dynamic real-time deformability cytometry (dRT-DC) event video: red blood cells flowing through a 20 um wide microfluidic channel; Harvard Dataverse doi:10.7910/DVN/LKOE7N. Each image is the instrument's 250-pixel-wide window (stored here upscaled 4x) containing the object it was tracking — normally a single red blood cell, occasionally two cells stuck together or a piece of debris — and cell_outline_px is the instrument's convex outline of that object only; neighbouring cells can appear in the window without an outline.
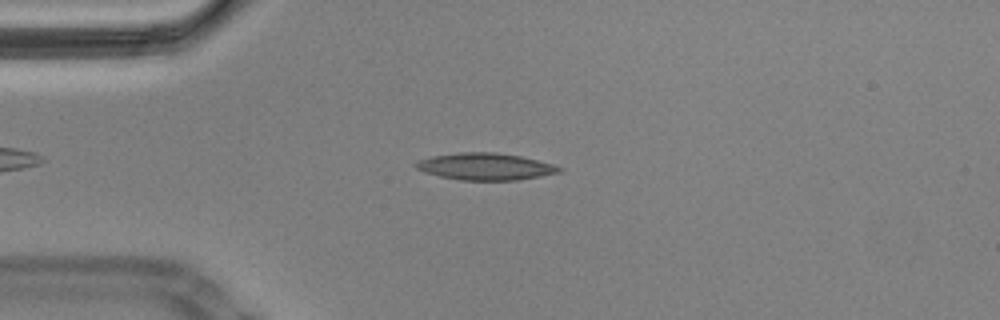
{"species": "Egyptian fruit bat (a non-hibernating species)", "species_latin": "Rousettus aegyptiacus", "temperature_condition": "cold", "stored_images_in_passage": 54, "camera_frame_rate_fps": 3000, "um_per_image_px": 0.085, "animal": {"sex": "male"}, "frame": {"image": 1, "passage_image": 11, "time_ms": 3.333, "image_size_px": [1000, 320], "cell_outline_px": [[564, 168], [560, 172], [540, 176], [516, 180], [460, 180], [440, 176], [424, 172], [416, 168], [412, 164], [416, 160], [432, 156], [460, 152], [496, 152], [520, 156], [552, 164]], "centroid_in_image_um": [41.21, 14.15], "position_along_channel_um": 43.8, "area_um2": 22.48}}
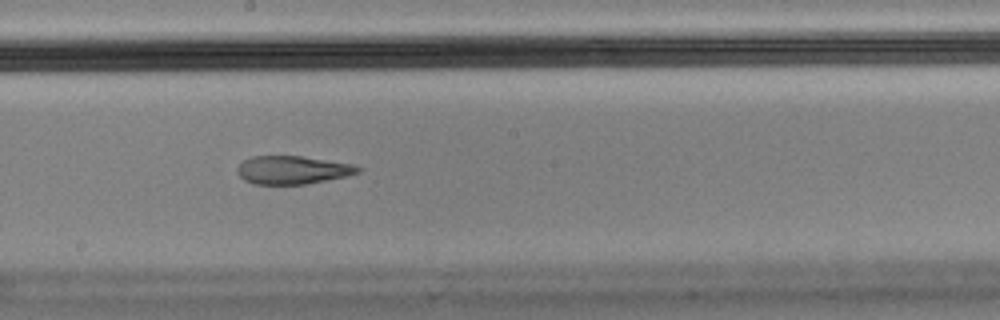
{"frame": {"image": 2, "passage_image": 28, "time_ms": 9.0, "image_size_px": [1000, 320], "cell_outline_px": [[364, 168], [360, 172], [348, 176], [308, 184], [256, 184], [244, 180], [236, 172], [236, 168], [244, 160], [252, 156], [300, 156], [352, 164]], "centroid_in_image_um": [24.89, 14.45], "position_along_channel_um": 223.3, "area_um2": 19.88}}
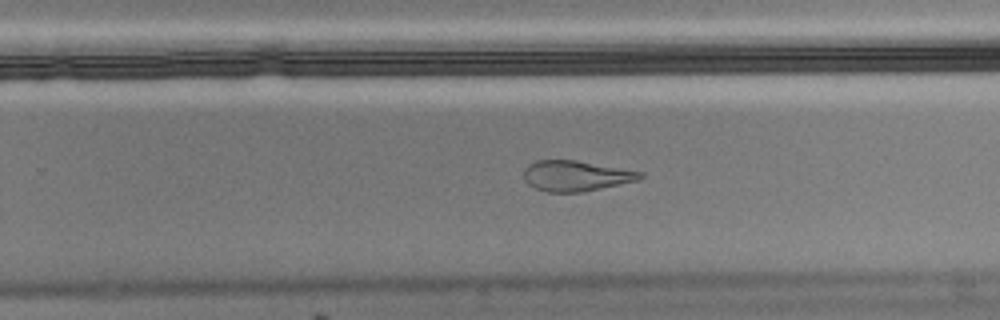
{"frame": {"image": 3, "passage_image": 33, "time_ms": 10.667, "image_size_px": [1000, 320], "cell_outline_px": [[644, 176], [640, 180], [580, 192], [548, 192], [536, 188], [528, 184], [524, 180], [524, 168], [528, 164], [536, 160], [576, 160], [644, 172]], "centroid_in_image_um": [48.95, 14.94], "position_along_channel_um": 280.9, "area_um2": 20.69}, "authors_computed_cell_mechanics": {"area_um2": 21.8484, "velocity_mm_per_s": 3.4717, "shape_relaxation_time_tau1_ms": null, "shape_relaxation_time_tau2_ms": 2.1591, "deformation_change_tau1": null, "deformation_change_tau2": 0.1042}}